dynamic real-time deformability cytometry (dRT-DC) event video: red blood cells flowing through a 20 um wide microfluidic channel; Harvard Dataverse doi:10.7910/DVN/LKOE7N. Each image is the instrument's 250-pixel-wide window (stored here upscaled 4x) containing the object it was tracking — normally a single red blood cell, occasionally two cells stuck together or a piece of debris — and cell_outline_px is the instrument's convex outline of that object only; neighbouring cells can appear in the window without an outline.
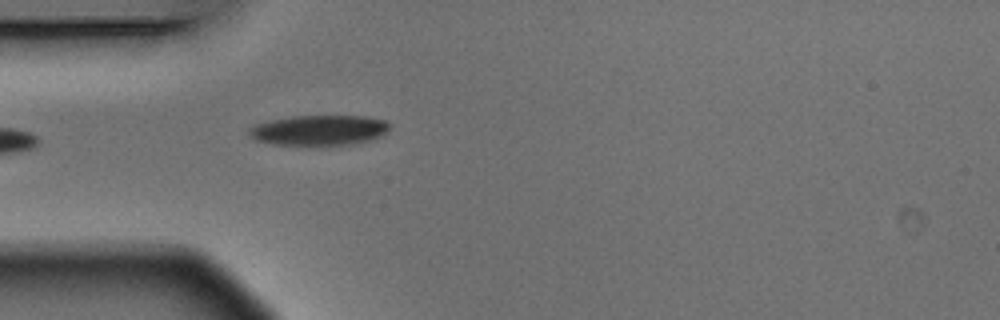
{"species": "Egyptian fruit bat (a non-hibernating species)", "species_latin": "Rousettus aegyptiacus", "temperature_condition": "warm", "stored_images_in_passage": 1, "camera_frame_rate_fps": 3000, "um_per_image_px": 0.085, "animal": {"sex": "male"}, "frame": {"image": 1, "passage_image": 1, "time_ms": 0.0, "image_size_px": [1000, 320], "cell_outline_px": [[392, 128], [384, 136], [372, 140], [352, 144], [272, 144], [256, 140], [248, 132], [248, 128], [256, 124], [272, 120], [292, 116], [368, 116], [384, 120], [392, 124]], "centroid_in_image_um": [27.23, 11.05], "position_along_channel_um": 57.8, "area_um2": 24.8}}